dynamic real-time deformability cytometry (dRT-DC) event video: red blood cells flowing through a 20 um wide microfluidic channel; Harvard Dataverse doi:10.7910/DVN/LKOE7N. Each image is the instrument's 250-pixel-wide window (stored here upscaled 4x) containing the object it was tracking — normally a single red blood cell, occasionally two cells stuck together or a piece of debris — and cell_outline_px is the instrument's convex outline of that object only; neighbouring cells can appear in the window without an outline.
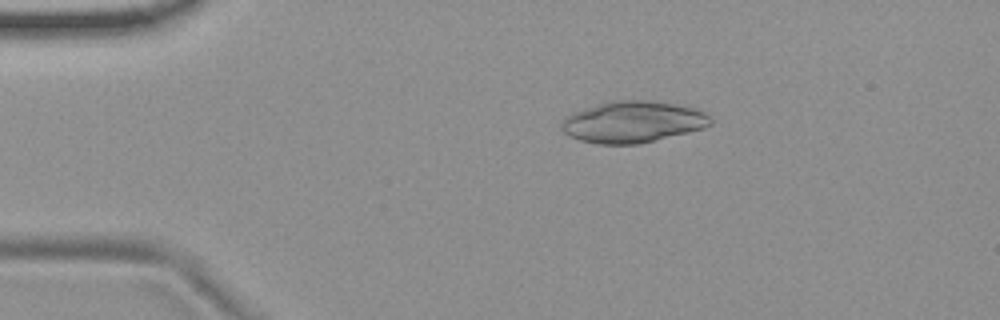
{"species": "common noctule bat (a hibernating species)", "species_latin": "Nyctalus noctula", "temperature_condition": "room temperature", "stored_images_in_passage": 47, "camera_frame_rate_fps": 3000, "um_per_image_px": 0.085, "animal": {"sex": "female", "body_mass_g": 19.9}, "frame": {"image": 1, "passage_image": 4, "time_ms": 1.0, "image_size_px": [1000, 320], "cell_outline_px": [[712, 124], [704, 128], [640, 144], [596, 144], [580, 140], [568, 136], [560, 128], [560, 124], [572, 112], [608, 100], [652, 100], [700, 108], [708, 112], [712, 116]], "centroid_in_image_um": [53.83, 10.35], "position_along_channel_um": 31.2, "area_um2": 36.65}}